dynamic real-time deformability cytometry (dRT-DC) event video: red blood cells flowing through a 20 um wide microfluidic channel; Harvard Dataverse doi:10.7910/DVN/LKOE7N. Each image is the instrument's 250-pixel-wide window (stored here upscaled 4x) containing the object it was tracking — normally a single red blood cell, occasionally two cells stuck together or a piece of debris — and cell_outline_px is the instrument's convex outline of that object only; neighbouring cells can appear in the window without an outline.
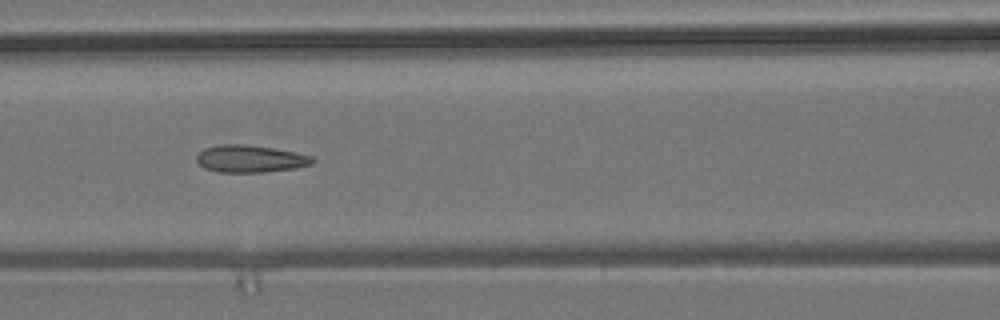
{"species": "common noctule bat (a hibernating species)", "species_latin": "Nyctalus noctula", "temperature_condition": "room temperature", "stored_images_in_passage": 10, "camera_frame_rate_fps": 3000, "um_per_image_px": 0.085, "animal": {"sex": "male", "body_mass_g": 19.2, "forearm_length_mm": 51.8}, "frame": {"image": 1, "passage_image": 6, "time_ms": 7.0, "image_size_px": [1000, 320], "cell_outline_px": [[316, 160], [312, 164], [296, 168], [264, 172], [220, 172], [204, 168], [196, 160], [196, 156], [204, 148], [220, 144], [244, 144], [272, 148], [312, 156]], "centroid_in_image_um": [21.26, 13.5], "position_along_channel_um": 145.3, "area_um2": 18.32}}
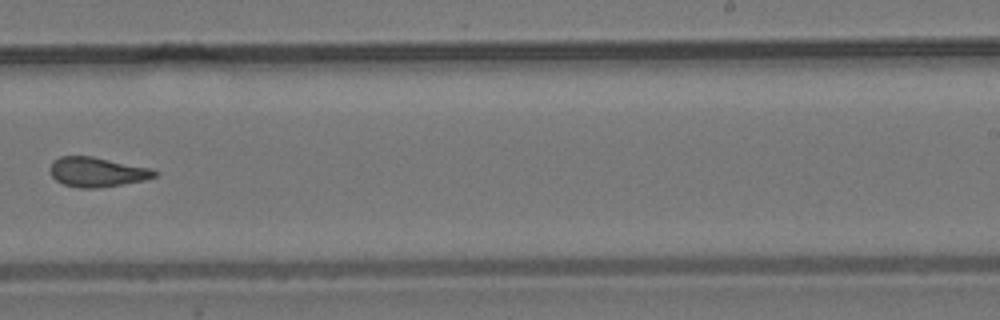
{"frame": {"image": 2, "passage_image": 9, "time_ms": 10.667, "image_size_px": [1000, 320], "cell_outline_px": [[156, 176], [144, 180], [96, 188], [80, 188], [64, 184], [56, 180], [52, 176], [48, 168], [52, 160], [60, 156], [92, 156], [148, 168], [156, 172]], "centroid_in_image_um": [8.16, 14.61], "position_along_channel_um": 280.8, "area_um2": 17.8}}
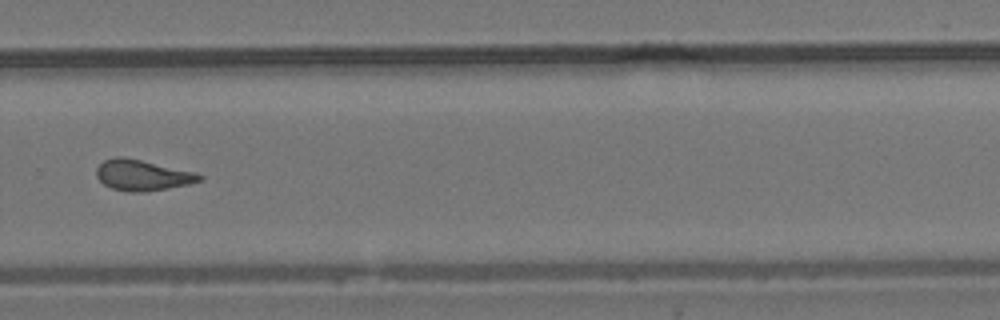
{"frame": {"image": 3, "passage_image": 10, "time_ms": 11.667, "image_size_px": [1000, 320], "cell_outline_px": [[204, 176], [200, 180], [188, 184], [168, 188], [144, 192], [128, 192], [112, 188], [104, 184], [96, 176], [96, 168], [104, 160], [116, 156], [124, 156], [196, 172]], "centroid_in_image_um": [12.09, 14.88], "position_along_channel_um": 317.7, "area_um2": 18.5}}